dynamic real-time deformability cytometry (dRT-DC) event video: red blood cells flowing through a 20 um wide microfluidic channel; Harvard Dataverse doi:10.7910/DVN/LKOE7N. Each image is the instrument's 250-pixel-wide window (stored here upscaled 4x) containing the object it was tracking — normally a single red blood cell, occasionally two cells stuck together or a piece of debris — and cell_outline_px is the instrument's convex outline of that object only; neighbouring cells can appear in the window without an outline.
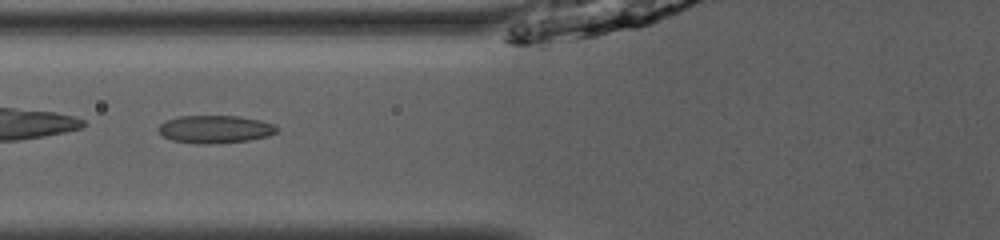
{"species": "common noctule bat (a hibernating species)", "species_latin": "Nyctalus noctula", "temperature_condition": "room temperature", "stored_images_in_passage": 34, "camera_frame_rate_fps": 3000, "um_per_image_px": 0.085, "animal": {"sex": "male", "body_mass_g": 13.0, "forearm_length_mm": 53.1}, "frame": {"image": 1, "passage_image": 6, "time_ms": 1.667, "image_size_px": [1000, 240], "cell_outline_px": [[280, 128], [276, 132], [268, 136], [248, 140], [208, 144], [196, 144], [172, 140], [164, 136], [156, 128], [160, 124], [168, 120], [180, 116], [240, 116], [260, 120], [276, 124]], "centroid_in_image_um": [18.32, 10.98], "position_along_channel_um": 107.5, "area_um2": 19.19}}
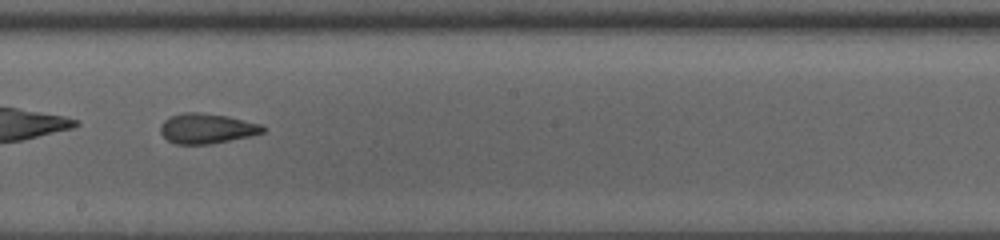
{"frame": {"image": 2, "passage_image": 15, "time_ms": 4.667, "image_size_px": [1000, 240], "cell_outline_px": [[268, 128], [264, 132], [252, 136], [208, 144], [176, 144], [168, 140], [160, 132], [160, 124], [164, 120], [172, 116], [184, 112], [200, 112], [228, 116], [264, 124]], "centroid_in_image_um": [17.63, 10.91], "position_along_channel_um": 230.6, "area_um2": 18.15}, "authors_computed_cell_mechanics": {"area_um2": 18.6116, "velocity_mm_per_s": 4.0853, "shape_relaxation_time_tau1_ms": null, "shape_relaxation_time_tau2_ms": 2.3094, "deformation_change_tau1": null, "deformation_change_tau2": 0.1029}}